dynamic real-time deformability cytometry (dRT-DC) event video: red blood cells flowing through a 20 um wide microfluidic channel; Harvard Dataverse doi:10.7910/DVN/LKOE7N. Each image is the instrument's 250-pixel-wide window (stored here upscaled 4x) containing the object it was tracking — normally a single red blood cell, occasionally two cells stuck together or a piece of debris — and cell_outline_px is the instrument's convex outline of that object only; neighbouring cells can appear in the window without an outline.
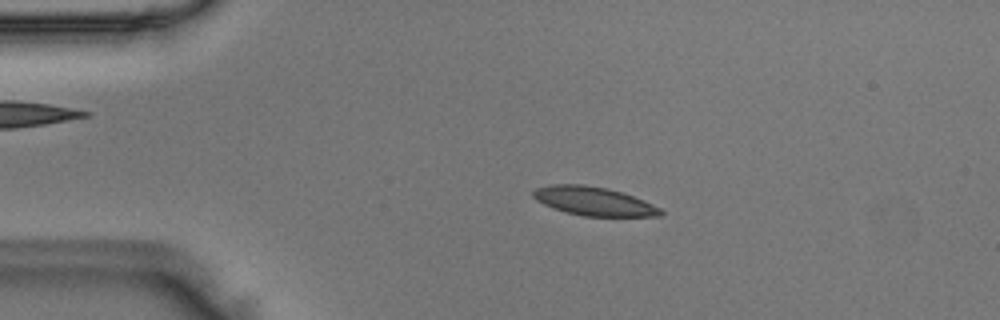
{"species": "Egyptian fruit bat (a non-hibernating species)", "species_latin": "Rousettus aegyptiacus", "temperature_condition": "room temperature", "stored_images_in_passage": 51, "camera_frame_rate_fps": 3000, "um_per_image_px": 0.085, "animal": {"sex": "male"}, "frame": {"image": 1, "passage_image": 10, "time_ms": 3.0, "image_size_px": [1000, 320], "cell_outline_px": [[664, 212], [660, 216], [584, 216], [564, 212], [544, 204], [536, 200], [532, 196], [532, 192], [536, 188], [548, 184], [584, 184], [608, 188], [644, 200], [660, 208]], "centroid_in_image_um": [50.44, 17.09], "position_along_channel_um": 34.6, "area_um2": 21.33}}
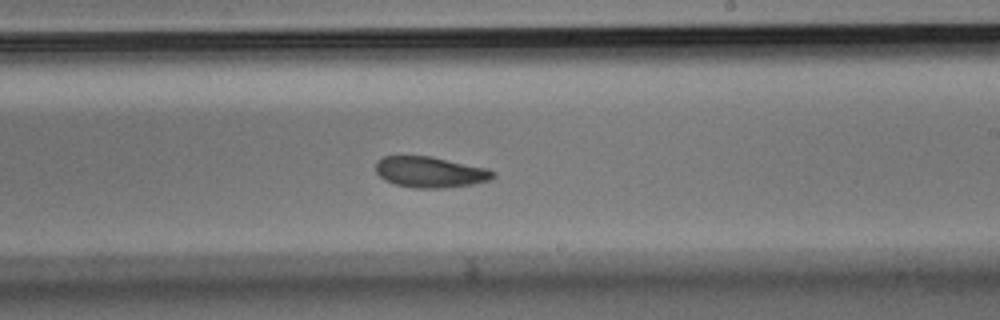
{"frame": {"image": 2, "passage_image": 30, "time_ms": 9.667, "image_size_px": [1000, 320], "cell_outline_px": [[496, 176], [488, 180], [472, 184], [444, 188], [416, 188], [396, 184], [384, 180], [376, 172], [376, 160], [384, 156], [432, 156], [488, 168], [496, 172]], "centroid_in_image_um": [36.57, 14.62], "position_along_channel_um": 252.4, "area_um2": 21.21}}
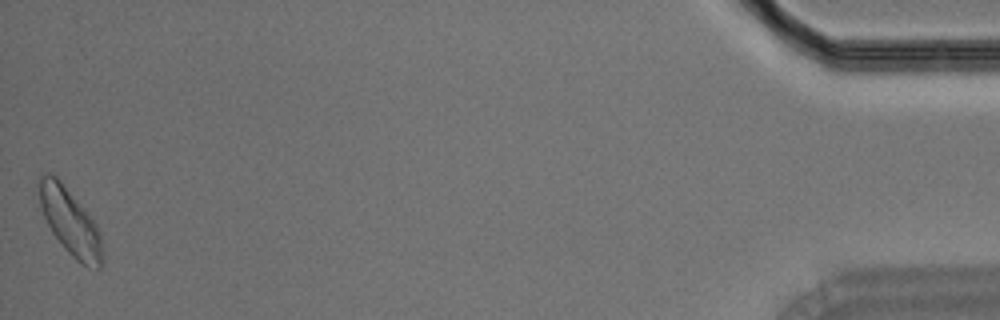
{"frame": {"image": 3, "passage_image": 51, "time_ms": 16.667, "image_size_px": [1000, 320], "cell_outline_px": [[104, 260], [100, 268], [96, 268], [80, 264], [64, 248], [52, 232], [44, 216], [40, 204], [36, 184], [36, 180], [44, 172], [52, 172], [60, 180], [96, 224], [100, 236]], "centroid_in_image_um": [5.92, 18.82], "position_along_channel_um": 429.3, "area_um2": 24.51}}